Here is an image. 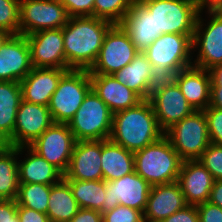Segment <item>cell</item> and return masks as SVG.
I'll return each instance as SVG.
<instances>
[{"instance_id": "obj_47", "label": "cell", "mask_w": 222, "mask_h": 222, "mask_svg": "<svg viewBox=\"0 0 222 222\" xmlns=\"http://www.w3.org/2000/svg\"><path fill=\"white\" fill-rule=\"evenodd\" d=\"M211 85H222V64L216 65L209 70Z\"/></svg>"}, {"instance_id": "obj_23", "label": "cell", "mask_w": 222, "mask_h": 222, "mask_svg": "<svg viewBox=\"0 0 222 222\" xmlns=\"http://www.w3.org/2000/svg\"><path fill=\"white\" fill-rule=\"evenodd\" d=\"M172 79L178 84L194 110H204L210 105L211 75L209 70L192 65L176 73Z\"/></svg>"}, {"instance_id": "obj_36", "label": "cell", "mask_w": 222, "mask_h": 222, "mask_svg": "<svg viewBox=\"0 0 222 222\" xmlns=\"http://www.w3.org/2000/svg\"><path fill=\"white\" fill-rule=\"evenodd\" d=\"M204 115L207 120L210 142L222 145V110L208 106L204 109Z\"/></svg>"}, {"instance_id": "obj_11", "label": "cell", "mask_w": 222, "mask_h": 222, "mask_svg": "<svg viewBox=\"0 0 222 222\" xmlns=\"http://www.w3.org/2000/svg\"><path fill=\"white\" fill-rule=\"evenodd\" d=\"M138 53L130 36L121 24H113L106 33L90 74L112 75L129 64Z\"/></svg>"}, {"instance_id": "obj_30", "label": "cell", "mask_w": 222, "mask_h": 222, "mask_svg": "<svg viewBox=\"0 0 222 222\" xmlns=\"http://www.w3.org/2000/svg\"><path fill=\"white\" fill-rule=\"evenodd\" d=\"M48 204L50 222H69L80 209L64 178L52 185Z\"/></svg>"}, {"instance_id": "obj_2", "label": "cell", "mask_w": 222, "mask_h": 222, "mask_svg": "<svg viewBox=\"0 0 222 222\" xmlns=\"http://www.w3.org/2000/svg\"><path fill=\"white\" fill-rule=\"evenodd\" d=\"M164 136L149 99L136 106L113 113L109 139L135 152Z\"/></svg>"}, {"instance_id": "obj_6", "label": "cell", "mask_w": 222, "mask_h": 222, "mask_svg": "<svg viewBox=\"0 0 222 222\" xmlns=\"http://www.w3.org/2000/svg\"><path fill=\"white\" fill-rule=\"evenodd\" d=\"M113 112L91 89L75 115L67 123L76 141L109 139Z\"/></svg>"}, {"instance_id": "obj_9", "label": "cell", "mask_w": 222, "mask_h": 222, "mask_svg": "<svg viewBox=\"0 0 222 222\" xmlns=\"http://www.w3.org/2000/svg\"><path fill=\"white\" fill-rule=\"evenodd\" d=\"M204 11L205 14H208V21L202 18ZM204 11L200 9L192 39L194 57L196 56L194 52L198 50L193 65L210 70L214 66L222 64V10Z\"/></svg>"}, {"instance_id": "obj_17", "label": "cell", "mask_w": 222, "mask_h": 222, "mask_svg": "<svg viewBox=\"0 0 222 222\" xmlns=\"http://www.w3.org/2000/svg\"><path fill=\"white\" fill-rule=\"evenodd\" d=\"M32 68L26 36L11 35L0 49V81L20 82Z\"/></svg>"}, {"instance_id": "obj_31", "label": "cell", "mask_w": 222, "mask_h": 222, "mask_svg": "<svg viewBox=\"0 0 222 222\" xmlns=\"http://www.w3.org/2000/svg\"><path fill=\"white\" fill-rule=\"evenodd\" d=\"M70 186L71 192L78 203L79 208H87L102 213L105 201V180H75L65 179Z\"/></svg>"}, {"instance_id": "obj_45", "label": "cell", "mask_w": 222, "mask_h": 222, "mask_svg": "<svg viewBox=\"0 0 222 222\" xmlns=\"http://www.w3.org/2000/svg\"><path fill=\"white\" fill-rule=\"evenodd\" d=\"M209 106L222 110V85H211Z\"/></svg>"}, {"instance_id": "obj_33", "label": "cell", "mask_w": 222, "mask_h": 222, "mask_svg": "<svg viewBox=\"0 0 222 222\" xmlns=\"http://www.w3.org/2000/svg\"><path fill=\"white\" fill-rule=\"evenodd\" d=\"M133 2V0H94L93 17L120 24Z\"/></svg>"}, {"instance_id": "obj_18", "label": "cell", "mask_w": 222, "mask_h": 222, "mask_svg": "<svg viewBox=\"0 0 222 222\" xmlns=\"http://www.w3.org/2000/svg\"><path fill=\"white\" fill-rule=\"evenodd\" d=\"M64 179L103 180L101 140L76 141Z\"/></svg>"}, {"instance_id": "obj_43", "label": "cell", "mask_w": 222, "mask_h": 222, "mask_svg": "<svg viewBox=\"0 0 222 222\" xmlns=\"http://www.w3.org/2000/svg\"><path fill=\"white\" fill-rule=\"evenodd\" d=\"M69 222H103V215L96 210L80 208Z\"/></svg>"}, {"instance_id": "obj_8", "label": "cell", "mask_w": 222, "mask_h": 222, "mask_svg": "<svg viewBox=\"0 0 222 222\" xmlns=\"http://www.w3.org/2000/svg\"><path fill=\"white\" fill-rule=\"evenodd\" d=\"M164 135L183 161L198 160L211 143L204 110H195L173 124Z\"/></svg>"}, {"instance_id": "obj_46", "label": "cell", "mask_w": 222, "mask_h": 222, "mask_svg": "<svg viewBox=\"0 0 222 222\" xmlns=\"http://www.w3.org/2000/svg\"><path fill=\"white\" fill-rule=\"evenodd\" d=\"M202 10H222V0H197Z\"/></svg>"}, {"instance_id": "obj_40", "label": "cell", "mask_w": 222, "mask_h": 222, "mask_svg": "<svg viewBox=\"0 0 222 222\" xmlns=\"http://www.w3.org/2000/svg\"><path fill=\"white\" fill-rule=\"evenodd\" d=\"M160 222H199L197 207L194 205H187Z\"/></svg>"}, {"instance_id": "obj_22", "label": "cell", "mask_w": 222, "mask_h": 222, "mask_svg": "<svg viewBox=\"0 0 222 222\" xmlns=\"http://www.w3.org/2000/svg\"><path fill=\"white\" fill-rule=\"evenodd\" d=\"M112 75L142 100L150 98L153 87L160 80L145 53L140 51L129 64Z\"/></svg>"}, {"instance_id": "obj_7", "label": "cell", "mask_w": 222, "mask_h": 222, "mask_svg": "<svg viewBox=\"0 0 222 222\" xmlns=\"http://www.w3.org/2000/svg\"><path fill=\"white\" fill-rule=\"evenodd\" d=\"M90 90L89 70H68L60 78L48 105L53 123H68Z\"/></svg>"}, {"instance_id": "obj_32", "label": "cell", "mask_w": 222, "mask_h": 222, "mask_svg": "<svg viewBox=\"0 0 222 222\" xmlns=\"http://www.w3.org/2000/svg\"><path fill=\"white\" fill-rule=\"evenodd\" d=\"M52 185L39 183H19L16 203L35 211L47 214Z\"/></svg>"}, {"instance_id": "obj_5", "label": "cell", "mask_w": 222, "mask_h": 222, "mask_svg": "<svg viewBox=\"0 0 222 222\" xmlns=\"http://www.w3.org/2000/svg\"><path fill=\"white\" fill-rule=\"evenodd\" d=\"M153 15L155 34L194 35L200 12L197 0H141Z\"/></svg>"}, {"instance_id": "obj_29", "label": "cell", "mask_w": 222, "mask_h": 222, "mask_svg": "<svg viewBox=\"0 0 222 222\" xmlns=\"http://www.w3.org/2000/svg\"><path fill=\"white\" fill-rule=\"evenodd\" d=\"M25 152L26 146L0 145V199H16L19 188L18 156L23 158Z\"/></svg>"}, {"instance_id": "obj_13", "label": "cell", "mask_w": 222, "mask_h": 222, "mask_svg": "<svg viewBox=\"0 0 222 222\" xmlns=\"http://www.w3.org/2000/svg\"><path fill=\"white\" fill-rule=\"evenodd\" d=\"M69 20L60 0H20V34L62 28Z\"/></svg>"}, {"instance_id": "obj_35", "label": "cell", "mask_w": 222, "mask_h": 222, "mask_svg": "<svg viewBox=\"0 0 222 222\" xmlns=\"http://www.w3.org/2000/svg\"><path fill=\"white\" fill-rule=\"evenodd\" d=\"M198 160L215 180H222V145L210 143Z\"/></svg>"}, {"instance_id": "obj_42", "label": "cell", "mask_w": 222, "mask_h": 222, "mask_svg": "<svg viewBox=\"0 0 222 222\" xmlns=\"http://www.w3.org/2000/svg\"><path fill=\"white\" fill-rule=\"evenodd\" d=\"M17 214L20 222H50L47 214L18 205Z\"/></svg>"}, {"instance_id": "obj_19", "label": "cell", "mask_w": 222, "mask_h": 222, "mask_svg": "<svg viewBox=\"0 0 222 222\" xmlns=\"http://www.w3.org/2000/svg\"><path fill=\"white\" fill-rule=\"evenodd\" d=\"M215 179L199 160L182 162L177 183L187 205L197 206L209 201Z\"/></svg>"}, {"instance_id": "obj_39", "label": "cell", "mask_w": 222, "mask_h": 222, "mask_svg": "<svg viewBox=\"0 0 222 222\" xmlns=\"http://www.w3.org/2000/svg\"><path fill=\"white\" fill-rule=\"evenodd\" d=\"M199 222H222V209L209 201L196 206Z\"/></svg>"}, {"instance_id": "obj_12", "label": "cell", "mask_w": 222, "mask_h": 222, "mask_svg": "<svg viewBox=\"0 0 222 222\" xmlns=\"http://www.w3.org/2000/svg\"><path fill=\"white\" fill-rule=\"evenodd\" d=\"M75 142L67 123H52L29 147L64 175L68 170Z\"/></svg>"}, {"instance_id": "obj_1", "label": "cell", "mask_w": 222, "mask_h": 222, "mask_svg": "<svg viewBox=\"0 0 222 222\" xmlns=\"http://www.w3.org/2000/svg\"><path fill=\"white\" fill-rule=\"evenodd\" d=\"M112 22L93 17H69L63 29L68 70H90L97 60Z\"/></svg>"}, {"instance_id": "obj_21", "label": "cell", "mask_w": 222, "mask_h": 222, "mask_svg": "<svg viewBox=\"0 0 222 222\" xmlns=\"http://www.w3.org/2000/svg\"><path fill=\"white\" fill-rule=\"evenodd\" d=\"M58 68H35L20 81L22 100L48 106L60 78L67 72Z\"/></svg>"}, {"instance_id": "obj_28", "label": "cell", "mask_w": 222, "mask_h": 222, "mask_svg": "<svg viewBox=\"0 0 222 222\" xmlns=\"http://www.w3.org/2000/svg\"><path fill=\"white\" fill-rule=\"evenodd\" d=\"M21 100L20 82L0 81V145L5 144L13 136Z\"/></svg>"}, {"instance_id": "obj_3", "label": "cell", "mask_w": 222, "mask_h": 222, "mask_svg": "<svg viewBox=\"0 0 222 222\" xmlns=\"http://www.w3.org/2000/svg\"><path fill=\"white\" fill-rule=\"evenodd\" d=\"M182 162L165 135L134 152L135 172L151 186L177 182Z\"/></svg>"}, {"instance_id": "obj_24", "label": "cell", "mask_w": 222, "mask_h": 222, "mask_svg": "<svg viewBox=\"0 0 222 222\" xmlns=\"http://www.w3.org/2000/svg\"><path fill=\"white\" fill-rule=\"evenodd\" d=\"M91 89L115 113L136 106L142 99L113 75L90 74Z\"/></svg>"}, {"instance_id": "obj_15", "label": "cell", "mask_w": 222, "mask_h": 222, "mask_svg": "<svg viewBox=\"0 0 222 222\" xmlns=\"http://www.w3.org/2000/svg\"><path fill=\"white\" fill-rule=\"evenodd\" d=\"M26 39L33 67L68 70L62 28L40 30L26 35Z\"/></svg>"}, {"instance_id": "obj_37", "label": "cell", "mask_w": 222, "mask_h": 222, "mask_svg": "<svg viewBox=\"0 0 222 222\" xmlns=\"http://www.w3.org/2000/svg\"><path fill=\"white\" fill-rule=\"evenodd\" d=\"M102 215L103 222H144L143 213L128 206L118 205Z\"/></svg>"}, {"instance_id": "obj_34", "label": "cell", "mask_w": 222, "mask_h": 222, "mask_svg": "<svg viewBox=\"0 0 222 222\" xmlns=\"http://www.w3.org/2000/svg\"><path fill=\"white\" fill-rule=\"evenodd\" d=\"M0 29L20 34V0H0Z\"/></svg>"}, {"instance_id": "obj_25", "label": "cell", "mask_w": 222, "mask_h": 222, "mask_svg": "<svg viewBox=\"0 0 222 222\" xmlns=\"http://www.w3.org/2000/svg\"><path fill=\"white\" fill-rule=\"evenodd\" d=\"M120 24L140 52H143L160 36L155 34L154 15L140 1L132 3Z\"/></svg>"}, {"instance_id": "obj_20", "label": "cell", "mask_w": 222, "mask_h": 222, "mask_svg": "<svg viewBox=\"0 0 222 222\" xmlns=\"http://www.w3.org/2000/svg\"><path fill=\"white\" fill-rule=\"evenodd\" d=\"M185 206L187 203L177 182L154 185L143 212L144 222H160Z\"/></svg>"}, {"instance_id": "obj_4", "label": "cell", "mask_w": 222, "mask_h": 222, "mask_svg": "<svg viewBox=\"0 0 222 222\" xmlns=\"http://www.w3.org/2000/svg\"><path fill=\"white\" fill-rule=\"evenodd\" d=\"M193 36L165 33L143 51L160 79L193 65Z\"/></svg>"}, {"instance_id": "obj_16", "label": "cell", "mask_w": 222, "mask_h": 222, "mask_svg": "<svg viewBox=\"0 0 222 222\" xmlns=\"http://www.w3.org/2000/svg\"><path fill=\"white\" fill-rule=\"evenodd\" d=\"M52 123L48 106L21 100L17 110L13 136L5 145L29 146Z\"/></svg>"}, {"instance_id": "obj_14", "label": "cell", "mask_w": 222, "mask_h": 222, "mask_svg": "<svg viewBox=\"0 0 222 222\" xmlns=\"http://www.w3.org/2000/svg\"><path fill=\"white\" fill-rule=\"evenodd\" d=\"M151 185L135 171L123 177L106 181L105 201L102 213L113 210L118 205L128 206L144 212Z\"/></svg>"}, {"instance_id": "obj_41", "label": "cell", "mask_w": 222, "mask_h": 222, "mask_svg": "<svg viewBox=\"0 0 222 222\" xmlns=\"http://www.w3.org/2000/svg\"><path fill=\"white\" fill-rule=\"evenodd\" d=\"M16 200L0 199V222H20Z\"/></svg>"}, {"instance_id": "obj_10", "label": "cell", "mask_w": 222, "mask_h": 222, "mask_svg": "<svg viewBox=\"0 0 222 222\" xmlns=\"http://www.w3.org/2000/svg\"><path fill=\"white\" fill-rule=\"evenodd\" d=\"M149 100L164 132L195 111L172 78L160 79L153 87Z\"/></svg>"}, {"instance_id": "obj_38", "label": "cell", "mask_w": 222, "mask_h": 222, "mask_svg": "<svg viewBox=\"0 0 222 222\" xmlns=\"http://www.w3.org/2000/svg\"><path fill=\"white\" fill-rule=\"evenodd\" d=\"M69 17L93 16L94 0H60Z\"/></svg>"}, {"instance_id": "obj_48", "label": "cell", "mask_w": 222, "mask_h": 222, "mask_svg": "<svg viewBox=\"0 0 222 222\" xmlns=\"http://www.w3.org/2000/svg\"><path fill=\"white\" fill-rule=\"evenodd\" d=\"M11 36L10 33L0 29V49L4 42Z\"/></svg>"}, {"instance_id": "obj_44", "label": "cell", "mask_w": 222, "mask_h": 222, "mask_svg": "<svg viewBox=\"0 0 222 222\" xmlns=\"http://www.w3.org/2000/svg\"><path fill=\"white\" fill-rule=\"evenodd\" d=\"M209 202L222 209V180H215L210 192Z\"/></svg>"}, {"instance_id": "obj_27", "label": "cell", "mask_w": 222, "mask_h": 222, "mask_svg": "<svg viewBox=\"0 0 222 222\" xmlns=\"http://www.w3.org/2000/svg\"><path fill=\"white\" fill-rule=\"evenodd\" d=\"M101 170L105 181L117 180L134 172V152L110 139L101 140Z\"/></svg>"}, {"instance_id": "obj_26", "label": "cell", "mask_w": 222, "mask_h": 222, "mask_svg": "<svg viewBox=\"0 0 222 222\" xmlns=\"http://www.w3.org/2000/svg\"><path fill=\"white\" fill-rule=\"evenodd\" d=\"M26 150L25 158L21 160L18 157L19 183L53 185L63 178L64 175L56 167L42 158L29 146H26Z\"/></svg>"}]
</instances>
